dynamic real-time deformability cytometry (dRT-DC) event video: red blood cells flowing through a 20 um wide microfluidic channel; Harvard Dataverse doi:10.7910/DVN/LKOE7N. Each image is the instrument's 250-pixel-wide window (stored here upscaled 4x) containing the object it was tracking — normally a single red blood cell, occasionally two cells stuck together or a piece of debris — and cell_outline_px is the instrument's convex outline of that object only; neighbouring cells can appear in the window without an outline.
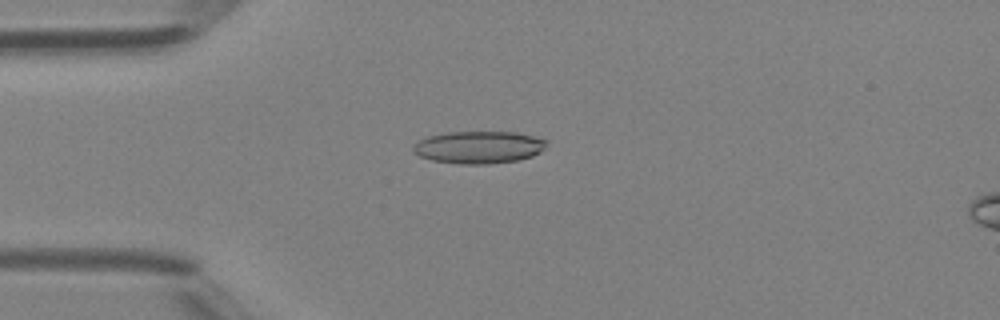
{"species": "Egyptian fruit bat (a non-hibernating species)", "species_latin": "Rousettus aegyptiacus", "temperature_condition": "room temperature", "stored_images_in_passage": 47, "camera_frame_rate_fps": 3000, "um_per_image_px": 0.085, "animal": {"sex": "female"}, "frame": {"image": 1, "passage_image": 12, "time_ms": 3.667, "image_size_px": [1000, 320], "cell_outline_px": [[548, 144], [540, 152], [532, 156], [516, 160], [488, 164], [460, 164], [432, 160], [420, 156], [412, 148], [420, 140], [428, 136], [448, 132], [516, 132], [548, 140]], "centroid_in_image_um": [40.73, 12.51], "position_along_channel_um": 44.3, "area_um2": 24.97}}
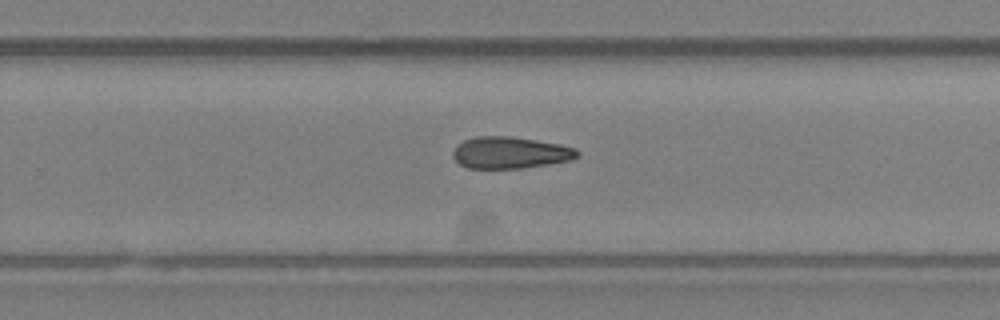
{"frame": {"image": 2, "passage_image": 30, "time_ms": 9.667, "image_size_px": [1000, 320], "cell_outline_px": [[580, 156], [572, 160], [524, 168], [468, 168], [460, 164], [452, 156], [452, 152], [456, 144], [464, 140], [476, 136], [512, 136], [560, 144], [576, 148], [580, 152]], "centroid_in_image_um": [43.38, 12.97], "position_along_channel_um": 286.4, "area_um2": 23.24}}
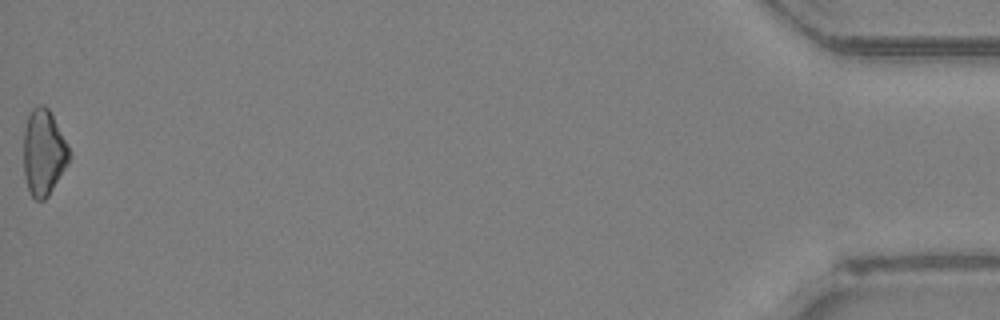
{"frame": {"image": 3, "passage_image": 47, "time_ms": 15.333, "image_size_px": [1000, 320], "cell_outline_px": [[72, 156], [68, 164], [48, 196], [44, 200], [36, 200], [32, 196], [28, 188], [24, 176], [24, 132], [28, 116], [32, 108], [40, 104], [44, 104], [48, 108]], "centroid_in_image_um": [3.7, 12.98], "position_along_channel_um": 431.5, "area_um2": 22.54}, "authors_computed_cell_mechanics": {"area_um2": 23.5246, "velocity_mm_per_s": 4.3771, "shape_relaxation_time_tau1_ms": 10.1982, "shape_relaxation_time_tau2_ms": null, "deformation_change_tau1": 0.1859, "deformation_change_tau2": null}}